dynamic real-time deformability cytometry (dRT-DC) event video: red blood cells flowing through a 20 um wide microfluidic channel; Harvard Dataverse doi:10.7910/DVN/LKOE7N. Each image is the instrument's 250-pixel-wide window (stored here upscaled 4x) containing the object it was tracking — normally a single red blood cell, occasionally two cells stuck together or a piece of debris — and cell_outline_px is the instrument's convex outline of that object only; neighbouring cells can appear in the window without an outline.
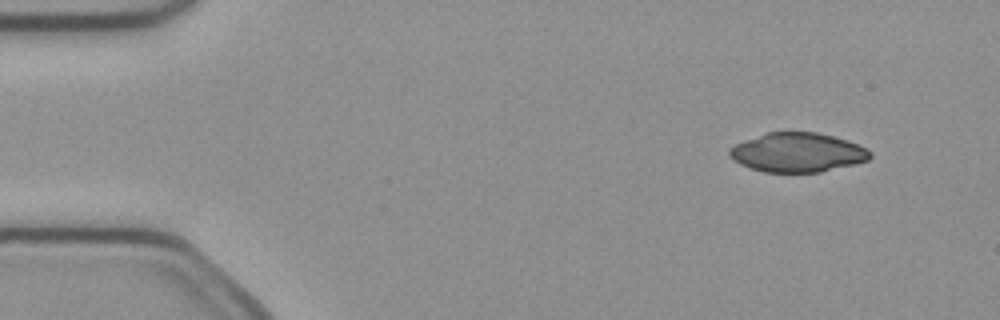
{"species": "common noctule bat (a hibernating species)", "species_latin": "Nyctalus noctula", "temperature_condition": "cold", "stored_images_in_passage": 6, "camera_frame_rate_fps": 3000, "um_per_image_px": 0.085, "animal": {"sex": "female", "body_mass_g": 21.9}, "frame": {"image": 1, "passage_image": 1, "time_ms": 0.0, "image_size_px": [1000, 320], "cell_outline_px": [[872, 156], [868, 160], [820, 172], [764, 172], [740, 164], [728, 156], [728, 148], [744, 140], [768, 132], [816, 132], [848, 140], [868, 148], [872, 152]], "centroid_in_image_um": [67.78, 12.95], "position_along_channel_um": 17.2, "area_um2": 32.14}}